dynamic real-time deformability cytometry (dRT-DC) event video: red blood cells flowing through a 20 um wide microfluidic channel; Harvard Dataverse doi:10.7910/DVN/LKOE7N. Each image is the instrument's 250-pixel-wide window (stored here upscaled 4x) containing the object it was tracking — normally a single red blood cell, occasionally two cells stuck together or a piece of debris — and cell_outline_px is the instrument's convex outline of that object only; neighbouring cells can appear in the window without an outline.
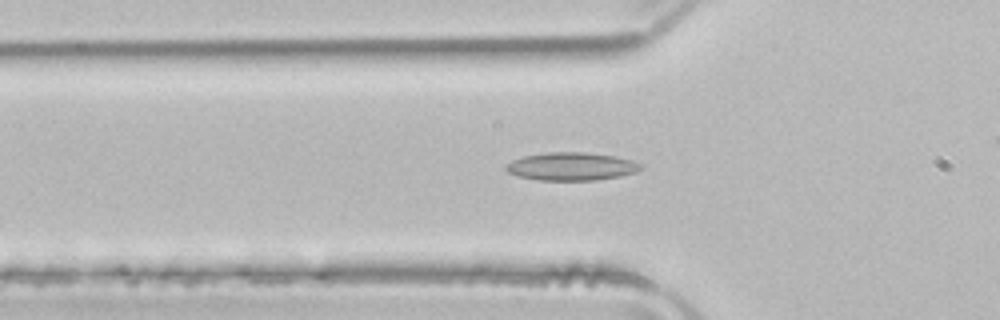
{"species": "common noctule bat (a hibernating species)", "species_latin": "Nyctalus noctula", "temperature_condition": "room temperature", "stored_images_in_passage": 42, "camera_frame_rate_fps": 3000, "um_per_image_px": 0.085, "animal": {"sex": "male", "body_mass_g": 21.5, "forearm_length_mm": 52.0}, "frame": {"image": 1, "passage_image": 15, "time_ms": 4.667, "image_size_px": [1000, 320], "cell_outline_px": [[644, 168], [636, 172], [620, 176], [596, 180], [536, 180], [520, 176], [508, 172], [504, 168], [512, 160], [524, 156], [548, 152], [584, 152], [616, 156], [632, 160], [644, 164]], "centroid_in_image_um": [48.63, 14.14], "position_along_channel_um": 77.2, "area_um2": 22.08}}
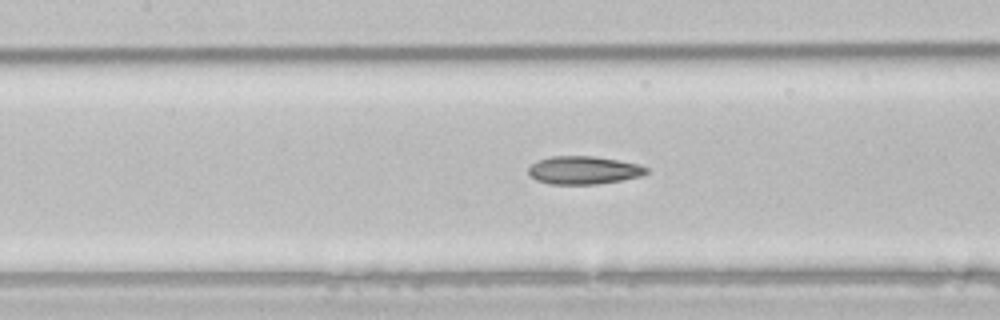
{"frame": {"image": 2, "passage_image": 21, "time_ms": 6.667, "image_size_px": [1000, 320], "cell_outline_px": [[648, 172], [640, 176], [620, 180], [596, 184], [552, 184], [536, 180], [528, 172], [528, 168], [536, 160], [552, 156], [592, 156], [616, 160], [636, 164], [648, 168]], "centroid_in_image_um": [49.57, 14.46], "position_along_channel_um": 157.8, "area_um2": 19.02}}
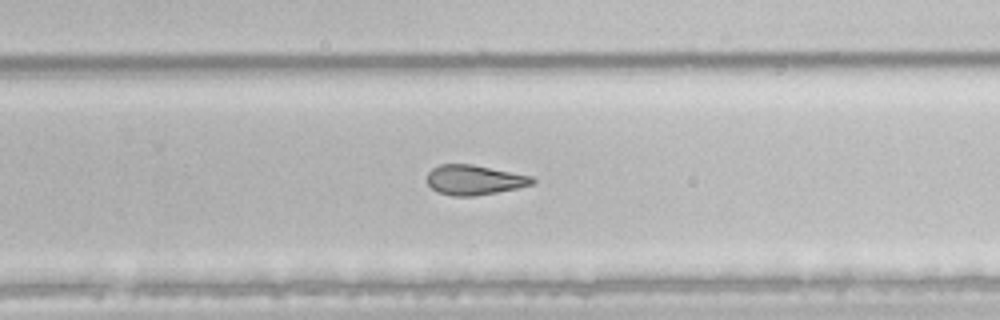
{"frame": {"image": 3, "passage_image": 31, "time_ms": 10.0, "image_size_px": [1000, 320], "cell_outline_px": [[536, 180], [532, 184], [516, 188], [496, 192], [472, 196], [452, 196], [436, 192], [428, 184], [428, 172], [432, 168], [440, 164], [472, 164], [532, 176]], "centroid_in_image_um": [40.29, 15.29], "position_along_channel_um": 289.5, "area_um2": 18.21}}